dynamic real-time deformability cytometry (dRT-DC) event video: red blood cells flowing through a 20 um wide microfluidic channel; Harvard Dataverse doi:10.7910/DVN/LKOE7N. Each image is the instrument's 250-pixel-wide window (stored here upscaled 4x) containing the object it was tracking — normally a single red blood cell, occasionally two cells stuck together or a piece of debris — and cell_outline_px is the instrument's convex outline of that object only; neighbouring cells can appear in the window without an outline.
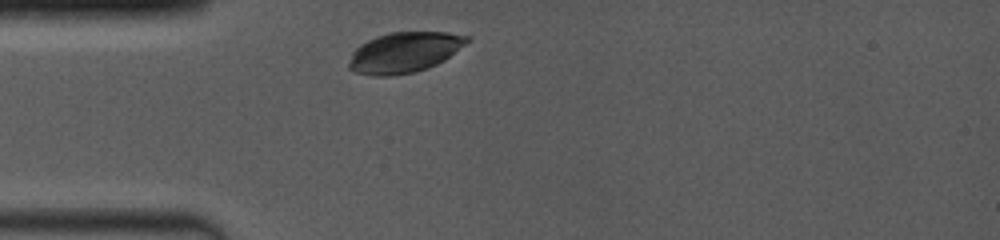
{"species": "common noctule bat (a hibernating species)", "species_latin": "Nyctalus noctula", "temperature_condition": "room temperature", "stored_images_in_passage": 4, "camera_frame_rate_fps": 4000, "um_per_image_px": 0.085, "animal": {"sex": "female", "body_mass_g": 19.0, "forearm_length_mm": 53.3}, "frame": {"image": 1, "passage_image": 1, "time_ms": 0.0, "image_size_px": [1000, 240], "cell_outline_px": [[468, 40], [464, 44], [444, 60], [428, 68], [416, 72], [392, 76], [372, 76], [356, 72], [348, 68], [348, 64], [352, 52], [360, 44], [376, 36], [392, 32], [448, 32], [468, 36]], "centroid_in_image_um": [34.32, 4.46], "position_along_channel_um": 50.7, "area_um2": 27.74}}
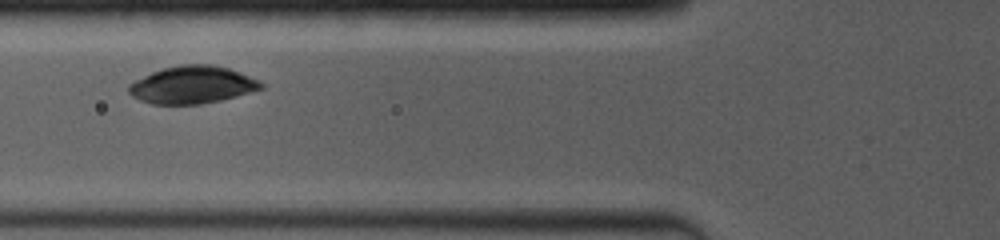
{"frame": {"image": 2, "passage_image": 3, "time_ms": 0.5, "image_size_px": [1000, 240], "cell_outline_px": [[264, 88], [236, 96], [220, 100], [200, 104], [152, 104], [140, 100], [132, 96], [128, 92], [128, 84], [152, 72], [164, 68], [180, 64], [212, 64], [228, 68], [240, 72], [260, 80], [264, 84]], "centroid_in_image_um": [16.36, 7.21], "position_along_channel_um": 109.4, "area_um2": 28.9}}